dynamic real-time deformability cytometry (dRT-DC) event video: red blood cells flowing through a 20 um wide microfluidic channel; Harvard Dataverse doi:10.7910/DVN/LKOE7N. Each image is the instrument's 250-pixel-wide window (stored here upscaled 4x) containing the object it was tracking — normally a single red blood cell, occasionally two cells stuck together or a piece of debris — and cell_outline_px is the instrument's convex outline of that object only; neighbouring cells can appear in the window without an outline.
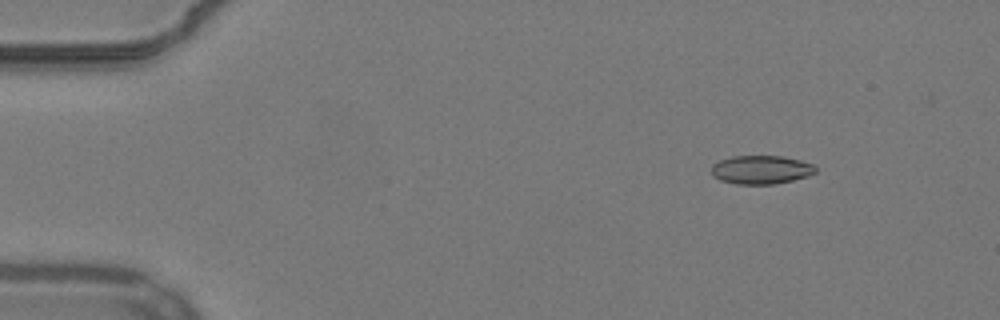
{"species": "common noctule bat (a hibernating species)", "species_latin": "Nyctalus noctula", "temperature_condition": "warm", "stored_images_in_passage": 11, "camera_frame_rate_fps": 3000, "um_per_image_px": 0.085, "animal": {"sex": "male", "body_mass_g": 19.2, "forearm_length_mm": 51.8}, "frame": {"image": 1, "passage_image": 7, "time_ms": 2.0, "image_size_px": [1000, 320], "cell_outline_px": [[816, 172], [808, 176], [776, 184], [736, 184], [720, 180], [712, 176], [712, 164], [720, 160], [732, 156], [784, 156], [800, 160], [812, 164], [816, 168]], "centroid_in_image_um": [64.68, 14.42], "position_along_channel_um": 20.3, "area_um2": 17.4}}